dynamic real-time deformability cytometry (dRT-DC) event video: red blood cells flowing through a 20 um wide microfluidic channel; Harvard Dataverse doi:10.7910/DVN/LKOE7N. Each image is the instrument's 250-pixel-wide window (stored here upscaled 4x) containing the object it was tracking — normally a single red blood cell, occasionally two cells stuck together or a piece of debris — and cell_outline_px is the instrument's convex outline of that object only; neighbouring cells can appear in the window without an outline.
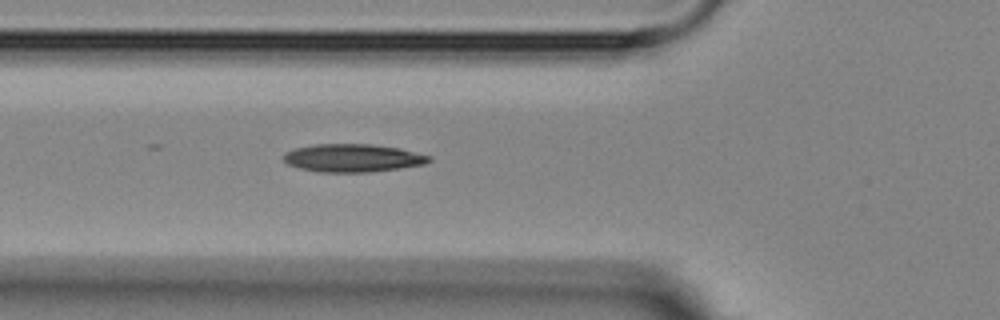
{"species": "Egyptian fruit bat (a non-hibernating species)", "species_latin": "Rousettus aegyptiacus", "temperature_condition": "room temperature", "stored_images_in_passage": 4, "camera_frame_rate_fps": 3000, "um_per_image_px": 0.085, "animal": {"sex": "female"}, "frame": {"image": 1, "passage_image": 4, "time_ms": 3.333, "image_size_px": [1000, 320], "cell_outline_px": [[432, 160], [424, 164], [368, 172], [316, 172], [300, 168], [288, 164], [284, 160], [284, 152], [292, 148], [312, 144], [372, 144], [400, 148], [432, 156]], "centroid_in_image_um": [29.95, 13.41], "position_along_channel_um": 95.8, "area_um2": 23.81}}